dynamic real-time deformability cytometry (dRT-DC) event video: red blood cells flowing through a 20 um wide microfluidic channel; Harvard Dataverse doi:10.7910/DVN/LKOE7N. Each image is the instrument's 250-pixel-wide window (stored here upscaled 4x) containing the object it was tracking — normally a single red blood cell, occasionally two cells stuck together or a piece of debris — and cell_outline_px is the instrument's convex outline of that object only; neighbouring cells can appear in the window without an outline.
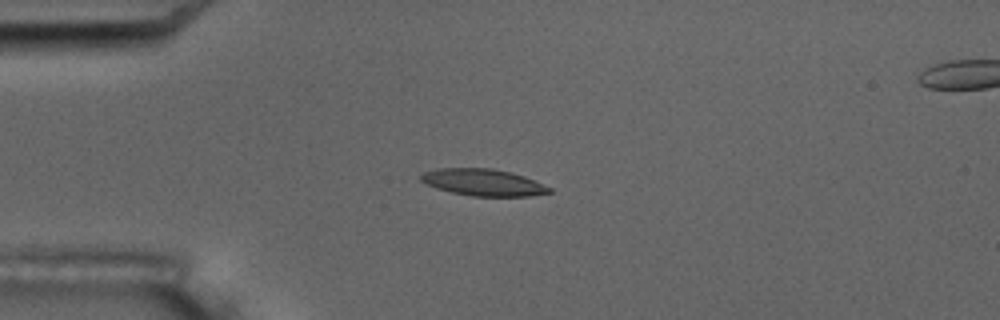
{"species": "common noctule bat (a hibernating species)", "species_latin": "Nyctalus noctula", "temperature_condition": "room temperature", "stored_images_in_passage": 9, "camera_frame_rate_fps": 3000, "um_per_image_px": 0.085, "animal": {"sex": "male", "body_mass_g": 17.5, "forearm_length_mm": 52.3}, "frame": {"image": 1, "passage_image": 4, "time_ms": 3.333, "image_size_px": [1000, 320], "cell_outline_px": [[552, 192], [528, 196], [472, 196], [452, 192], [436, 188], [420, 180], [420, 176], [424, 172], [436, 168], [492, 168], [512, 172], [524, 176], [552, 188]], "centroid_in_image_um": [41.08, 15.49], "position_along_channel_um": 43.9, "area_um2": 20.0}}
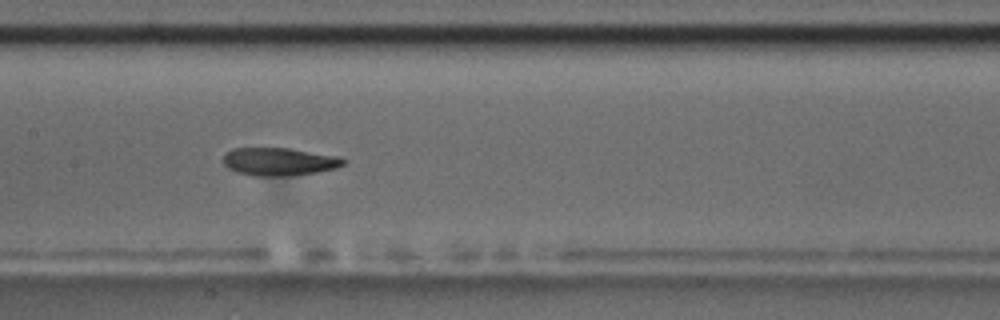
{"frame": {"image": 2, "passage_image": 8, "time_ms": 8.0, "image_size_px": [1000, 320], "cell_outline_px": [[348, 160], [344, 164], [336, 168], [316, 172], [292, 176], [252, 176], [236, 172], [228, 168], [224, 164], [224, 156], [232, 148], [288, 148], [340, 156]], "centroid_in_image_um": [23.76, 13.74], "position_along_channel_um": 183.6, "area_um2": 19.71}}